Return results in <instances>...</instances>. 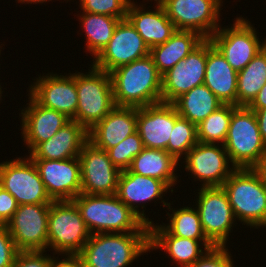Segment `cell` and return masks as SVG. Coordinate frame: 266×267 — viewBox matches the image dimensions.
I'll return each instance as SVG.
<instances>
[{
  "mask_svg": "<svg viewBox=\"0 0 266 267\" xmlns=\"http://www.w3.org/2000/svg\"><path fill=\"white\" fill-rule=\"evenodd\" d=\"M249 109L266 108V84L260 89L254 100L247 106Z\"/></svg>",
  "mask_w": 266,
  "mask_h": 267,
  "instance_id": "b9f144b4",
  "label": "cell"
},
{
  "mask_svg": "<svg viewBox=\"0 0 266 267\" xmlns=\"http://www.w3.org/2000/svg\"><path fill=\"white\" fill-rule=\"evenodd\" d=\"M206 61L207 39L162 75V102L173 103L195 86L204 84Z\"/></svg>",
  "mask_w": 266,
  "mask_h": 267,
  "instance_id": "e0dca14e",
  "label": "cell"
},
{
  "mask_svg": "<svg viewBox=\"0 0 266 267\" xmlns=\"http://www.w3.org/2000/svg\"><path fill=\"white\" fill-rule=\"evenodd\" d=\"M18 253L6 225L0 226V267H11Z\"/></svg>",
  "mask_w": 266,
  "mask_h": 267,
  "instance_id": "f35d334b",
  "label": "cell"
},
{
  "mask_svg": "<svg viewBox=\"0 0 266 267\" xmlns=\"http://www.w3.org/2000/svg\"><path fill=\"white\" fill-rule=\"evenodd\" d=\"M231 253L226 246H214L204 251V254L189 267H234Z\"/></svg>",
  "mask_w": 266,
  "mask_h": 267,
  "instance_id": "8d00e7d4",
  "label": "cell"
},
{
  "mask_svg": "<svg viewBox=\"0 0 266 267\" xmlns=\"http://www.w3.org/2000/svg\"><path fill=\"white\" fill-rule=\"evenodd\" d=\"M29 95L41 106L65 114L76 121L78 96L76 72L67 75L43 74L29 86Z\"/></svg>",
  "mask_w": 266,
  "mask_h": 267,
  "instance_id": "9a60e30c",
  "label": "cell"
},
{
  "mask_svg": "<svg viewBox=\"0 0 266 267\" xmlns=\"http://www.w3.org/2000/svg\"><path fill=\"white\" fill-rule=\"evenodd\" d=\"M205 38L194 31L176 30L163 44L150 49L158 72L163 75L196 49Z\"/></svg>",
  "mask_w": 266,
  "mask_h": 267,
  "instance_id": "4316f807",
  "label": "cell"
},
{
  "mask_svg": "<svg viewBox=\"0 0 266 267\" xmlns=\"http://www.w3.org/2000/svg\"><path fill=\"white\" fill-rule=\"evenodd\" d=\"M171 203L167 210H172V214L167 212L169 223L163 226L174 236L188 239H208L203 231L200 216L196 208L182 206V208L171 209Z\"/></svg>",
  "mask_w": 266,
  "mask_h": 267,
  "instance_id": "1f68e13d",
  "label": "cell"
},
{
  "mask_svg": "<svg viewBox=\"0 0 266 267\" xmlns=\"http://www.w3.org/2000/svg\"><path fill=\"white\" fill-rule=\"evenodd\" d=\"M179 164L166 150L144 148L128 169L132 173L163 181L173 192L179 177L175 173Z\"/></svg>",
  "mask_w": 266,
  "mask_h": 267,
  "instance_id": "83f0119b",
  "label": "cell"
},
{
  "mask_svg": "<svg viewBox=\"0 0 266 267\" xmlns=\"http://www.w3.org/2000/svg\"><path fill=\"white\" fill-rule=\"evenodd\" d=\"M149 225V249L164 250L177 267H189L215 245L209 239H188L172 235L163 225ZM203 246L204 250H202Z\"/></svg>",
  "mask_w": 266,
  "mask_h": 267,
  "instance_id": "7402d4cb",
  "label": "cell"
},
{
  "mask_svg": "<svg viewBox=\"0 0 266 267\" xmlns=\"http://www.w3.org/2000/svg\"><path fill=\"white\" fill-rule=\"evenodd\" d=\"M88 141V131L71 120L49 140L39 143L31 152V160H66L79 157L82 146Z\"/></svg>",
  "mask_w": 266,
  "mask_h": 267,
  "instance_id": "d4e9b609",
  "label": "cell"
},
{
  "mask_svg": "<svg viewBox=\"0 0 266 267\" xmlns=\"http://www.w3.org/2000/svg\"><path fill=\"white\" fill-rule=\"evenodd\" d=\"M237 76L220 51L207 39L204 84L223 104L237 106Z\"/></svg>",
  "mask_w": 266,
  "mask_h": 267,
  "instance_id": "484cf974",
  "label": "cell"
},
{
  "mask_svg": "<svg viewBox=\"0 0 266 267\" xmlns=\"http://www.w3.org/2000/svg\"><path fill=\"white\" fill-rule=\"evenodd\" d=\"M109 74L116 106L139 108L162 102V75L150 54Z\"/></svg>",
  "mask_w": 266,
  "mask_h": 267,
  "instance_id": "6da1fadb",
  "label": "cell"
},
{
  "mask_svg": "<svg viewBox=\"0 0 266 267\" xmlns=\"http://www.w3.org/2000/svg\"><path fill=\"white\" fill-rule=\"evenodd\" d=\"M198 191L195 208L206 237L215 246H226L237 224L226 191L223 187H201Z\"/></svg>",
  "mask_w": 266,
  "mask_h": 267,
  "instance_id": "30bf717a",
  "label": "cell"
},
{
  "mask_svg": "<svg viewBox=\"0 0 266 267\" xmlns=\"http://www.w3.org/2000/svg\"><path fill=\"white\" fill-rule=\"evenodd\" d=\"M137 107L115 106L88 131V141L104 151L137 131Z\"/></svg>",
  "mask_w": 266,
  "mask_h": 267,
  "instance_id": "603a6c76",
  "label": "cell"
},
{
  "mask_svg": "<svg viewBox=\"0 0 266 267\" xmlns=\"http://www.w3.org/2000/svg\"><path fill=\"white\" fill-rule=\"evenodd\" d=\"M91 233L73 200L53 201L48 216V248L53 254L77 255Z\"/></svg>",
  "mask_w": 266,
  "mask_h": 267,
  "instance_id": "52a82bcc",
  "label": "cell"
},
{
  "mask_svg": "<svg viewBox=\"0 0 266 267\" xmlns=\"http://www.w3.org/2000/svg\"><path fill=\"white\" fill-rule=\"evenodd\" d=\"M90 68L85 74L76 72V121L87 131L116 106L110 74L92 65Z\"/></svg>",
  "mask_w": 266,
  "mask_h": 267,
  "instance_id": "8992f818",
  "label": "cell"
},
{
  "mask_svg": "<svg viewBox=\"0 0 266 267\" xmlns=\"http://www.w3.org/2000/svg\"><path fill=\"white\" fill-rule=\"evenodd\" d=\"M177 30L209 39L221 26L222 0H158Z\"/></svg>",
  "mask_w": 266,
  "mask_h": 267,
  "instance_id": "9c48e42d",
  "label": "cell"
},
{
  "mask_svg": "<svg viewBox=\"0 0 266 267\" xmlns=\"http://www.w3.org/2000/svg\"><path fill=\"white\" fill-rule=\"evenodd\" d=\"M172 104L179 116L196 126L223 105L205 84L195 86Z\"/></svg>",
  "mask_w": 266,
  "mask_h": 267,
  "instance_id": "f1b7e54d",
  "label": "cell"
},
{
  "mask_svg": "<svg viewBox=\"0 0 266 267\" xmlns=\"http://www.w3.org/2000/svg\"><path fill=\"white\" fill-rule=\"evenodd\" d=\"M144 149L139 133L136 131L118 145L107 150L111 162L121 171L128 169L133 159Z\"/></svg>",
  "mask_w": 266,
  "mask_h": 267,
  "instance_id": "e575fe53",
  "label": "cell"
},
{
  "mask_svg": "<svg viewBox=\"0 0 266 267\" xmlns=\"http://www.w3.org/2000/svg\"><path fill=\"white\" fill-rule=\"evenodd\" d=\"M231 164L236 168H252L266 151L256 115L247 106H236L223 144Z\"/></svg>",
  "mask_w": 266,
  "mask_h": 267,
  "instance_id": "5b68a950",
  "label": "cell"
},
{
  "mask_svg": "<svg viewBox=\"0 0 266 267\" xmlns=\"http://www.w3.org/2000/svg\"><path fill=\"white\" fill-rule=\"evenodd\" d=\"M252 170L259 176L261 182L266 188V151L261 159L252 167Z\"/></svg>",
  "mask_w": 266,
  "mask_h": 267,
  "instance_id": "ee69618b",
  "label": "cell"
},
{
  "mask_svg": "<svg viewBox=\"0 0 266 267\" xmlns=\"http://www.w3.org/2000/svg\"><path fill=\"white\" fill-rule=\"evenodd\" d=\"M266 84V46L237 76V106H248Z\"/></svg>",
  "mask_w": 266,
  "mask_h": 267,
  "instance_id": "f546056e",
  "label": "cell"
},
{
  "mask_svg": "<svg viewBox=\"0 0 266 267\" xmlns=\"http://www.w3.org/2000/svg\"><path fill=\"white\" fill-rule=\"evenodd\" d=\"M183 159L185 170L191 173V178L201 182L200 187H222L237 169L221 144L198 142Z\"/></svg>",
  "mask_w": 266,
  "mask_h": 267,
  "instance_id": "4fadbf2b",
  "label": "cell"
},
{
  "mask_svg": "<svg viewBox=\"0 0 266 267\" xmlns=\"http://www.w3.org/2000/svg\"><path fill=\"white\" fill-rule=\"evenodd\" d=\"M50 204L19 205L6 223L18 251H50L48 249Z\"/></svg>",
  "mask_w": 266,
  "mask_h": 267,
  "instance_id": "7c38bea8",
  "label": "cell"
},
{
  "mask_svg": "<svg viewBox=\"0 0 266 267\" xmlns=\"http://www.w3.org/2000/svg\"><path fill=\"white\" fill-rule=\"evenodd\" d=\"M154 1L156 3L155 10L147 9L146 11L143 4L136 5L137 2L134 3V0H131L126 14V19L142 36L150 49L165 43L177 30L168 18L162 4L158 0Z\"/></svg>",
  "mask_w": 266,
  "mask_h": 267,
  "instance_id": "cb8c5ba5",
  "label": "cell"
},
{
  "mask_svg": "<svg viewBox=\"0 0 266 267\" xmlns=\"http://www.w3.org/2000/svg\"><path fill=\"white\" fill-rule=\"evenodd\" d=\"M28 97L29 103L21 110L19 117L22 122L21 136L29 153L39 143L53 137L71 119L63 113L39 105L30 95Z\"/></svg>",
  "mask_w": 266,
  "mask_h": 267,
  "instance_id": "44dd1931",
  "label": "cell"
},
{
  "mask_svg": "<svg viewBox=\"0 0 266 267\" xmlns=\"http://www.w3.org/2000/svg\"><path fill=\"white\" fill-rule=\"evenodd\" d=\"M61 256H64V259L60 260L58 256L55 257L53 255L50 267H84V264L78 255L64 254Z\"/></svg>",
  "mask_w": 266,
  "mask_h": 267,
  "instance_id": "60d3db41",
  "label": "cell"
},
{
  "mask_svg": "<svg viewBox=\"0 0 266 267\" xmlns=\"http://www.w3.org/2000/svg\"><path fill=\"white\" fill-rule=\"evenodd\" d=\"M179 114L172 103L160 102L138 108L137 132L144 148L166 150Z\"/></svg>",
  "mask_w": 266,
  "mask_h": 267,
  "instance_id": "ffe728a7",
  "label": "cell"
},
{
  "mask_svg": "<svg viewBox=\"0 0 266 267\" xmlns=\"http://www.w3.org/2000/svg\"><path fill=\"white\" fill-rule=\"evenodd\" d=\"M197 143L196 125L179 116L175 120L166 151L180 162Z\"/></svg>",
  "mask_w": 266,
  "mask_h": 267,
  "instance_id": "836d02e7",
  "label": "cell"
},
{
  "mask_svg": "<svg viewBox=\"0 0 266 267\" xmlns=\"http://www.w3.org/2000/svg\"><path fill=\"white\" fill-rule=\"evenodd\" d=\"M19 204L15 197L0 186V226L12 218Z\"/></svg>",
  "mask_w": 266,
  "mask_h": 267,
  "instance_id": "ab89813d",
  "label": "cell"
},
{
  "mask_svg": "<svg viewBox=\"0 0 266 267\" xmlns=\"http://www.w3.org/2000/svg\"><path fill=\"white\" fill-rule=\"evenodd\" d=\"M26 156L0 163V186L19 205L52 203L34 162Z\"/></svg>",
  "mask_w": 266,
  "mask_h": 267,
  "instance_id": "8fae6325",
  "label": "cell"
},
{
  "mask_svg": "<svg viewBox=\"0 0 266 267\" xmlns=\"http://www.w3.org/2000/svg\"><path fill=\"white\" fill-rule=\"evenodd\" d=\"M168 190L171 194L173 193L163 181L153 177L141 176L126 169L120 173L116 195L147 225H150L154 221L149 220L148 215L146 217V212L143 209L146 206L145 204L151 202V200L154 203L161 200L160 202L163 203L161 206L164 209L169 205L167 200H163V196H165V193L167 194Z\"/></svg>",
  "mask_w": 266,
  "mask_h": 267,
  "instance_id": "ac0fdd59",
  "label": "cell"
},
{
  "mask_svg": "<svg viewBox=\"0 0 266 267\" xmlns=\"http://www.w3.org/2000/svg\"><path fill=\"white\" fill-rule=\"evenodd\" d=\"M81 164V193L113 195L117 192L121 170L103 149L87 141L79 154Z\"/></svg>",
  "mask_w": 266,
  "mask_h": 267,
  "instance_id": "2e32d148",
  "label": "cell"
},
{
  "mask_svg": "<svg viewBox=\"0 0 266 267\" xmlns=\"http://www.w3.org/2000/svg\"><path fill=\"white\" fill-rule=\"evenodd\" d=\"M3 92L4 91H2V87H1V84H0V101H2L1 97H2Z\"/></svg>",
  "mask_w": 266,
  "mask_h": 267,
  "instance_id": "bcb514c9",
  "label": "cell"
},
{
  "mask_svg": "<svg viewBox=\"0 0 266 267\" xmlns=\"http://www.w3.org/2000/svg\"><path fill=\"white\" fill-rule=\"evenodd\" d=\"M92 234L149 232L147 225L116 194H84L73 199Z\"/></svg>",
  "mask_w": 266,
  "mask_h": 267,
  "instance_id": "7a4b0ae2",
  "label": "cell"
},
{
  "mask_svg": "<svg viewBox=\"0 0 266 267\" xmlns=\"http://www.w3.org/2000/svg\"><path fill=\"white\" fill-rule=\"evenodd\" d=\"M251 110H253L256 115L262 140L266 143V108Z\"/></svg>",
  "mask_w": 266,
  "mask_h": 267,
  "instance_id": "7bdbcfd3",
  "label": "cell"
},
{
  "mask_svg": "<svg viewBox=\"0 0 266 267\" xmlns=\"http://www.w3.org/2000/svg\"><path fill=\"white\" fill-rule=\"evenodd\" d=\"M53 201L73 200L81 193L79 157L66 160H32Z\"/></svg>",
  "mask_w": 266,
  "mask_h": 267,
  "instance_id": "d6986e66",
  "label": "cell"
},
{
  "mask_svg": "<svg viewBox=\"0 0 266 267\" xmlns=\"http://www.w3.org/2000/svg\"><path fill=\"white\" fill-rule=\"evenodd\" d=\"M150 253L149 232L92 234L77 254L84 267H127Z\"/></svg>",
  "mask_w": 266,
  "mask_h": 267,
  "instance_id": "3957f363",
  "label": "cell"
},
{
  "mask_svg": "<svg viewBox=\"0 0 266 267\" xmlns=\"http://www.w3.org/2000/svg\"><path fill=\"white\" fill-rule=\"evenodd\" d=\"M49 1H52V0H17L18 3H22V4H24V3H25V4H29V3H30V4H32V3H33V4H34V3H35V4H38V3H42V4H43V3H46V2H49ZM64 1H66V0H64ZM68 1H69V0H67L66 2H68Z\"/></svg>",
  "mask_w": 266,
  "mask_h": 267,
  "instance_id": "f6af8a7d",
  "label": "cell"
},
{
  "mask_svg": "<svg viewBox=\"0 0 266 267\" xmlns=\"http://www.w3.org/2000/svg\"><path fill=\"white\" fill-rule=\"evenodd\" d=\"M150 54L142 36L127 20H121L109 43L92 60L93 67L110 73L119 66L129 64Z\"/></svg>",
  "mask_w": 266,
  "mask_h": 267,
  "instance_id": "5bb4252c",
  "label": "cell"
},
{
  "mask_svg": "<svg viewBox=\"0 0 266 267\" xmlns=\"http://www.w3.org/2000/svg\"><path fill=\"white\" fill-rule=\"evenodd\" d=\"M81 14V15H80ZM78 14L86 35V48L93 59L109 43L121 19L109 15L82 12Z\"/></svg>",
  "mask_w": 266,
  "mask_h": 267,
  "instance_id": "4dcf8cb0",
  "label": "cell"
},
{
  "mask_svg": "<svg viewBox=\"0 0 266 267\" xmlns=\"http://www.w3.org/2000/svg\"><path fill=\"white\" fill-rule=\"evenodd\" d=\"M45 252L18 251L11 267H50L52 257Z\"/></svg>",
  "mask_w": 266,
  "mask_h": 267,
  "instance_id": "74e56055",
  "label": "cell"
},
{
  "mask_svg": "<svg viewBox=\"0 0 266 267\" xmlns=\"http://www.w3.org/2000/svg\"><path fill=\"white\" fill-rule=\"evenodd\" d=\"M71 1V0H70ZM80 10L92 14L109 15L126 19L127 8L131 0H79Z\"/></svg>",
  "mask_w": 266,
  "mask_h": 267,
  "instance_id": "d590c367",
  "label": "cell"
},
{
  "mask_svg": "<svg viewBox=\"0 0 266 267\" xmlns=\"http://www.w3.org/2000/svg\"><path fill=\"white\" fill-rule=\"evenodd\" d=\"M222 187L235 218L242 225L266 228V188L252 168H237Z\"/></svg>",
  "mask_w": 266,
  "mask_h": 267,
  "instance_id": "277c9868",
  "label": "cell"
},
{
  "mask_svg": "<svg viewBox=\"0 0 266 267\" xmlns=\"http://www.w3.org/2000/svg\"><path fill=\"white\" fill-rule=\"evenodd\" d=\"M235 105L223 104L196 126L197 140L206 144L223 145Z\"/></svg>",
  "mask_w": 266,
  "mask_h": 267,
  "instance_id": "d6a6232c",
  "label": "cell"
},
{
  "mask_svg": "<svg viewBox=\"0 0 266 267\" xmlns=\"http://www.w3.org/2000/svg\"><path fill=\"white\" fill-rule=\"evenodd\" d=\"M232 26L221 27L209 38L231 67L241 71L266 46V38L259 40L253 24L242 16Z\"/></svg>",
  "mask_w": 266,
  "mask_h": 267,
  "instance_id": "ba28073f",
  "label": "cell"
}]
</instances>
